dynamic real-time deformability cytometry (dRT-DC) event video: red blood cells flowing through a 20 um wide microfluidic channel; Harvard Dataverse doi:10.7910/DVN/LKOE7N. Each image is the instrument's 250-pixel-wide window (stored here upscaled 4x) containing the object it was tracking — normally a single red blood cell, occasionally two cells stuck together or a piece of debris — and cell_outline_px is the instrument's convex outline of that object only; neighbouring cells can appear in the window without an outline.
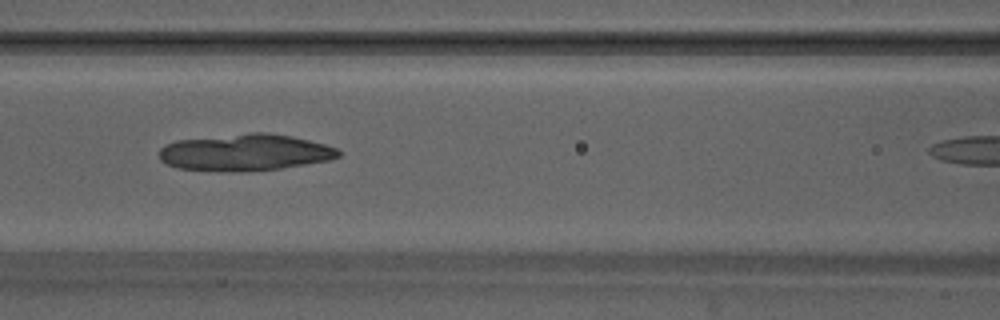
{"species": "Egyptian fruit bat (a non-hibernating species)", "species_latin": "Rousettus aegyptiacus", "temperature_condition": "warm", "stored_images_in_passage": 37, "camera_frame_rate_fps": 3000, "um_per_image_px": 0.085, "animal": {"sex": "male"}, "frame": {"image": 1, "passage_image": 22, "time_ms": 7.0, "image_size_px": [1000, 320], "cell_outline_px": [[340, 156], [328, 160], [280, 168], [232, 172], [220, 172], [176, 168], [164, 164], [160, 160], [160, 148], [176, 140], [248, 132], [268, 132], [292, 136], [324, 144], [336, 148], [340, 152]], "centroid_in_image_um": [20.77, 12.95], "position_along_channel_um": 145.8, "area_um2": 38.49}}
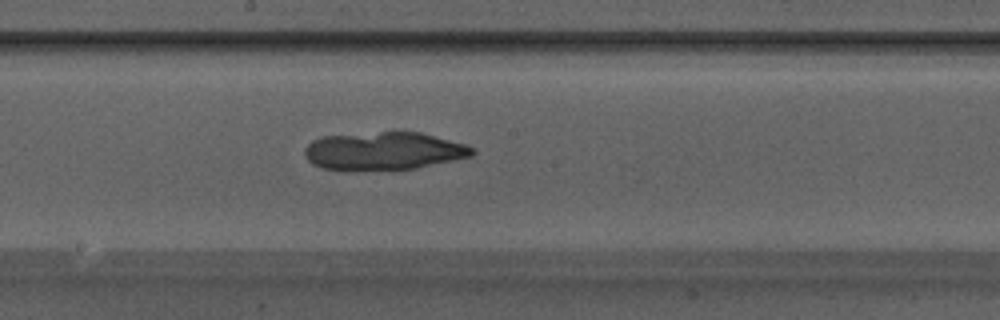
{"frame": {"image": 2, "passage_image": 27, "time_ms": 8.667, "image_size_px": [1000, 320], "cell_outline_px": [[476, 152], [472, 156], [416, 168], [356, 172], [324, 168], [312, 164], [304, 156], [304, 148], [312, 140], [320, 136], [380, 132], [420, 132], [464, 144], [476, 148]], "centroid_in_image_um": [32.58, 12.85], "position_along_channel_um": 215.6, "area_um2": 37.57}}